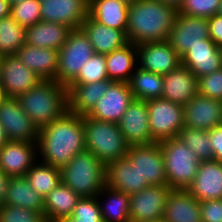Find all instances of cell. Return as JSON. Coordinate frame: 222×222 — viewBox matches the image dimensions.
<instances>
[{
  "label": "cell",
  "instance_id": "cell-24",
  "mask_svg": "<svg viewBox=\"0 0 222 222\" xmlns=\"http://www.w3.org/2000/svg\"><path fill=\"white\" fill-rule=\"evenodd\" d=\"M81 28L97 54H109L129 43L124 31L104 26L90 15L86 17Z\"/></svg>",
  "mask_w": 222,
  "mask_h": 222
},
{
  "label": "cell",
  "instance_id": "cell-20",
  "mask_svg": "<svg viewBox=\"0 0 222 222\" xmlns=\"http://www.w3.org/2000/svg\"><path fill=\"white\" fill-rule=\"evenodd\" d=\"M181 65L187 67L197 79L222 68L221 47L210 38L202 39L181 57Z\"/></svg>",
  "mask_w": 222,
  "mask_h": 222
},
{
  "label": "cell",
  "instance_id": "cell-54",
  "mask_svg": "<svg viewBox=\"0 0 222 222\" xmlns=\"http://www.w3.org/2000/svg\"><path fill=\"white\" fill-rule=\"evenodd\" d=\"M152 222H168V221L164 218H161V219H158V220H155V221H152Z\"/></svg>",
  "mask_w": 222,
  "mask_h": 222
},
{
  "label": "cell",
  "instance_id": "cell-2",
  "mask_svg": "<svg viewBox=\"0 0 222 222\" xmlns=\"http://www.w3.org/2000/svg\"><path fill=\"white\" fill-rule=\"evenodd\" d=\"M177 9L158 0H138L128 6L126 35L138 45L167 41L175 21Z\"/></svg>",
  "mask_w": 222,
  "mask_h": 222
},
{
  "label": "cell",
  "instance_id": "cell-15",
  "mask_svg": "<svg viewBox=\"0 0 222 222\" xmlns=\"http://www.w3.org/2000/svg\"><path fill=\"white\" fill-rule=\"evenodd\" d=\"M146 101L134 99L120 118L118 127L129 146L156 142L151 137Z\"/></svg>",
  "mask_w": 222,
  "mask_h": 222
},
{
  "label": "cell",
  "instance_id": "cell-14",
  "mask_svg": "<svg viewBox=\"0 0 222 222\" xmlns=\"http://www.w3.org/2000/svg\"><path fill=\"white\" fill-rule=\"evenodd\" d=\"M40 14L42 21L56 22L70 29L81 28L89 15V0H43Z\"/></svg>",
  "mask_w": 222,
  "mask_h": 222
},
{
  "label": "cell",
  "instance_id": "cell-31",
  "mask_svg": "<svg viewBox=\"0 0 222 222\" xmlns=\"http://www.w3.org/2000/svg\"><path fill=\"white\" fill-rule=\"evenodd\" d=\"M128 6L121 0H89V15L104 26L125 32Z\"/></svg>",
  "mask_w": 222,
  "mask_h": 222
},
{
  "label": "cell",
  "instance_id": "cell-27",
  "mask_svg": "<svg viewBox=\"0 0 222 222\" xmlns=\"http://www.w3.org/2000/svg\"><path fill=\"white\" fill-rule=\"evenodd\" d=\"M163 218L168 222H202L200 202L186 189H172Z\"/></svg>",
  "mask_w": 222,
  "mask_h": 222
},
{
  "label": "cell",
  "instance_id": "cell-10",
  "mask_svg": "<svg viewBox=\"0 0 222 222\" xmlns=\"http://www.w3.org/2000/svg\"><path fill=\"white\" fill-rule=\"evenodd\" d=\"M126 157L141 175L151 185H167L163 153L159 142L147 145L129 146Z\"/></svg>",
  "mask_w": 222,
  "mask_h": 222
},
{
  "label": "cell",
  "instance_id": "cell-36",
  "mask_svg": "<svg viewBox=\"0 0 222 222\" xmlns=\"http://www.w3.org/2000/svg\"><path fill=\"white\" fill-rule=\"evenodd\" d=\"M26 28L11 15L0 19V56L16 55L25 44Z\"/></svg>",
  "mask_w": 222,
  "mask_h": 222
},
{
  "label": "cell",
  "instance_id": "cell-33",
  "mask_svg": "<svg viewBox=\"0 0 222 222\" xmlns=\"http://www.w3.org/2000/svg\"><path fill=\"white\" fill-rule=\"evenodd\" d=\"M103 222H130V196L107 185L96 196Z\"/></svg>",
  "mask_w": 222,
  "mask_h": 222
},
{
  "label": "cell",
  "instance_id": "cell-11",
  "mask_svg": "<svg viewBox=\"0 0 222 222\" xmlns=\"http://www.w3.org/2000/svg\"><path fill=\"white\" fill-rule=\"evenodd\" d=\"M0 123L9 141L37 142L39 129L21 108L17 98L8 97L0 104Z\"/></svg>",
  "mask_w": 222,
  "mask_h": 222
},
{
  "label": "cell",
  "instance_id": "cell-25",
  "mask_svg": "<svg viewBox=\"0 0 222 222\" xmlns=\"http://www.w3.org/2000/svg\"><path fill=\"white\" fill-rule=\"evenodd\" d=\"M113 82L107 79L90 84L68 85V111L80 116L88 115Z\"/></svg>",
  "mask_w": 222,
  "mask_h": 222
},
{
  "label": "cell",
  "instance_id": "cell-32",
  "mask_svg": "<svg viewBox=\"0 0 222 222\" xmlns=\"http://www.w3.org/2000/svg\"><path fill=\"white\" fill-rule=\"evenodd\" d=\"M4 205L44 213V198L30 186L25 176L9 177Z\"/></svg>",
  "mask_w": 222,
  "mask_h": 222
},
{
  "label": "cell",
  "instance_id": "cell-19",
  "mask_svg": "<svg viewBox=\"0 0 222 222\" xmlns=\"http://www.w3.org/2000/svg\"><path fill=\"white\" fill-rule=\"evenodd\" d=\"M37 161V142L8 141L0 149V169L9 177L25 176Z\"/></svg>",
  "mask_w": 222,
  "mask_h": 222
},
{
  "label": "cell",
  "instance_id": "cell-52",
  "mask_svg": "<svg viewBox=\"0 0 222 222\" xmlns=\"http://www.w3.org/2000/svg\"><path fill=\"white\" fill-rule=\"evenodd\" d=\"M121 1H124L126 4L130 5L136 3L138 0H121Z\"/></svg>",
  "mask_w": 222,
  "mask_h": 222
},
{
  "label": "cell",
  "instance_id": "cell-5",
  "mask_svg": "<svg viewBox=\"0 0 222 222\" xmlns=\"http://www.w3.org/2000/svg\"><path fill=\"white\" fill-rule=\"evenodd\" d=\"M85 150L91 151L105 166L126 157L129 145L117 123L82 116Z\"/></svg>",
  "mask_w": 222,
  "mask_h": 222
},
{
  "label": "cell",
  "instance_id": "cell-1",
  "mask_svg": "<svg viewBox=\"0 0 222 222\" xmlns=\"http://www.w3.org/2000/svg\"><path fill=\"white\" fill-rule=\"evenodd\" d=\"M85 150L82 116L66 111L39 129L37 160L61 168Z\"/></svg>",
  "mask_w": 222,
  "mask_h": 222
},
{
  "label": "cell",
  "instance_id": "cell-30",
  "mask_svg": "<svg viewBox=\"0 0 222 222\" xmlns=\"http://www.w3.org/2000/svg\"><path fill=\"white\" fill-rule=\"evenodd\" d=\"M137 66V48L131 42L106 54V70L111 81L128 83Z\"/></svg>",
  "mask_w": 222,
  "mask_h": 222
},
{
  "label": "cell",
  "instance_id": "cell-56",
  "mask_svg": "<svg viewBox=\"0 0 222 222\" xmlns=\"http://www.w3.org/2000/svg\"><path fill=\"white\" fill-rule=\"evenodd\" d=\"M1 61H2V56H0V71H1Z\"/></svg>",
  "mask_w": 222,
  "mask_h": 222
},
{
  "label": "cell",
  "instance_id": "cell-50",
  "mask_svg": "<svg viewBox=\"0 0 222 222\" xmlns=\"http://www.w3.org/2000/svg\"><path fill=\"white\" fill-rule=\"evenodd\" d=\"M163 4L171 5L172 7L178 9L183 0H158Z\"/></svg>",
  "mask_w": 222,
  "mask_h": 222
},
{
  "label": "cell",
  "instance_id": "cell-37",
  "mask_svg": "<svg viewBox=\"0 0 222 222\" xmlns=\"http://www.w3.org/2000/svg\"><path fill=\"white\" fill-rule=\"evenodd\" d=\"M177 138L185 143L200 161L214 160L208 131L184 126Z\"/></svg>",
  "mask_w": 222,
  "mask_h": 222
},
{
  "label": "cell",
  "instance_id": "cell-13",
  "mask_svg": "<svg viewBox=\"0 0 222 222\" xmlns=\"http://www.w3.org/2000/svg\"><path fill=\"white\" fill-rule=\"evenodd\" d=\"M138 67L164 76L181 65V57L168 41L136 45Z\"/></svg>",
  "mask_w": 222,
  "mask_h": 222
},
{
  "label": "cell",
  "instance_id": "cell-44",
  "mask_svg": "<svg viewBox=\"0 0 222 222\" xmlns=\"http://www.w3.org/2000/svg\"><path fill=\"white\" fill-rule=\"evenodd\" d=\"M202 222H222V199L200 202Z\"/></svg>",
  "mask_w": 222,
  "mask_h": 222
},
{
  "label": "cell",
  "instance_id": "cell-22",
  "mask_svg": "<svg viewBox=\"0 0 222 222\" xmlns=\"http://www.w3.org/2000/svg\"><path fill=\"white\" fill-rule=\"evenodd\" d=\"M198 94V79L185 66L163 76L162 98L184 106Z\"/></svg>",
  "mask_w": 222,
  "mask_h": 222
},
{
  "label": "cell",
  "instance_id": "cell-39",
  "mask_svg": "<svg viewBox=\"0 0 222 222\" xmlns=\"http://www.w3.org/2000/svg\"><path fill=\"white\" fill-rule=\"evenodd\" d=\"M64 222H103L97 197H81Z\"/></svg>",
  "mask_w": 222,
  "mask_h": 222
},
{
  "label": "cell",
  "instance_id": "cell-51",
  "mask_svg": "<svg viewBox=\"0 0 222 222\" xmlns=\"http://www.w3.org/2000/svg\"><path fill=\"white\" fill-rule=\"evenodd\" d=\"M8 98V95L6 94V91L2 85V82L0 81V104L4 102Z\"/></svg>",
  "mask_w": 222,
  "mask_h": 222
},
{
  "label": "cell",
  "instance_id": "cell-6",
  "mask_svg": "<svg viewBox=\"0 0 222 222\" xmlns=\"http://www.w3.org/2000/svg\"><path fill=\"white\" fill-rule=\"evenodd\" d=\"M163 153L167 185L187 189L195 179L200 160L179 138L159 142Z\"/></svg>",
  "mask_w": 222,
  "mask_h": 222
},
{
  "label": "cell",
  "instance_id": "cell-4",
  "mask_svg": "<svg viewBox=\"0 0 222 222\" xmlns=\"http://www.w3.org/2000/svg\"><path fill=\"white\" fill-rule=\"evenodd\" d=\"M60 171L61 182L80 197H96L106 185V166L91 151L77 153Z\"/></svg>",
  "mask_w": 222,
  "mask_h": 222
},
{
  "label": "cell",
  "instance_id": "cell-43",
  "mask_svg": "<svg viewBox=\"0 0 222 222\" xmlns=\"http://www.w3.org/2000/svg\"><path fill=\"white\" fill-rule=\"evenodd\" d=\"M198 94L222 100V68L198 78Z\"/></svg>",
  "mask_w": 222,
  "mask_h": 222
},
{
  "label": "cell",
  "instance_id": "cell-46",
  "mask_svg": "<svg viewBox=\"0 0 222 222\" xmlns=\"http://www.w3.org/2000/svg\"><path fill=\"white\" fill-rule=\"evenodd\" d=\"M210 39L222 47V16L216 13L208 18Z\"/></svg>",
  "mask_w": 222,
  "mask_h": 222
},
{
  "label": "cell",
  "instance_id": "cell-18",
  "mask_svg": "<svg viewBox=\"0 0 222 222\" xmlns=\"http://www.w3.org/2000/svg\"><path fill=\"white\" fill-rule=\"evenodd\" d=\"M133 100L134 96L129 84L115 81L88 116L101 121L118 123Z\"/></svg>",
  "mask_w": 222,
  "mask_h": 222
},
{
  "label": "cell",
  "instance_id": "cell-28",
  "mask_svg": "<svg viewBox=\"0 0 222 222\" xmlns=\"http://www.w3.org/2000/svg\"><path fill=\"white\" fill-rule=\"evenodd\" d=\"M70 28L56 22L39 21L25 31V44L59 51L66 43Z\"/></svg>",
  "mask_w": 222,
  "mask_h": 222
},
{
  "label": "cell",
  "instance_id": "cell-55",
  "mask_svg": "<svg viewBox=\"0 0 222 222\" xmlns=\"http://www.w3.org/2000/svg\"><path fill=\"white\" fill-rule=\"evenodd\" d=\"M218 14L222 16V2L220 3Z\"/></svg>",
  "mask_w": 222,
  "mask_h": 222
},
{
  "label": "cell",
  "instance_id": "cell-16",
  "mask_svg": "<svg viewBox=\"0 0 222 222\" xmlns=\"http://www.w3.org/2000/svg\"><path fill=\"white\" fill-rule=\"evenodd\" d=\"M184 126L209 131L222 125V100L195 95L183 106Z\"/></svg>",
  "mask_w": 222,
  "mask_h": 222
},
{
  "label": "cell",
  "instance_id": "cell-47",
  "mask_svg": "<svg viewBox=\"0 0 222 222\" xmlns=\"http://www.w3.org/2000/svg\"><path fill=\"white\" fill-rule=\"evenodd\" d=\"M9 176L0 169V206L5 204V196L8 187Z\"/></svg>",
  "mask_w": 222,
  "mask_h": 222
},
{
  "label": "cell",
  "instance_id": "cell-23",
  "mask_svg": "<svg viewBox=\"0 0 222 222\" xmlns=\"http://www.w3.org/2000/svg\"><path fill=\"white\" fill-rule=\"evenodd\" d=\"M105 176L107 186L129 196L150 186L147 180H142L136 166L127 157L108 164Z\"/></svg>",
  "mask_w": 222,
  "mask_h": 222
},
{
  "label": "cell",
  "instance_id": "cell-42",
  "mask_svg": "<svg viewBox=\"0 0 222 222\" xmlns=\"http://www.w3.org/2000/svg\"><path fill=\"white\" fill-rule=\"evenodd\" d=\"M0 222H47L44 213L12 205L0 206Z\"/></svg>",
  "mask_w": 222,
  "mask_h": 222
},
{
  "label": "cell",
  "instance_id": "cell-40",
  "mask_svg": "<svg viewBox=\"0 0 222 222\" xmlns=\"http://www.w3.org/2000/svg\"><path fill=\"white\" fill-rule=\"evenodd\" d=\"M10 15L23 27L33 26L41 21L40 1L23 0L11 6Z\"/></svg>",
  "mask_w": 222,
  "mask_h": 222
},
{
  "label": "cell",
  "instance_id": "cell-45",
  "mask_svg": "<svg viewBox=\"0 0 222 222\" xmlns=\"http://www.w3.org/2000/svg\"><path fill=\"white\" fill-rule=\"evenodd\" d=\"M208 134L214 160L222 163V125L210 129Z\"/></svg>",
  "mask_w": 222,
  "mask_h": 222
},
{
  "label": "cell",
  "instance_id": "cell-8",
  "mask_svg": "<svg viewBox=\"0 0 222 222\" xmlns=\"http://www.w3.org/2000/svg\"><path fill=\"white\" fill-rule=\"evenodd\" d=\"M146 103L151 137L156 142L176 138L184 127L183 106L162 97L146 100Z\"/></svg>",
  "mask_w": 222,
  "mask_h": 222
},
{
  "label": "cell",
  "instance_id": "cell-17",
  "mask_svg": "<svg viewBox=\"0 0 222 222\" xmlns=\"http://www.w3.org/2000/svg\"><path fill=\"white\" fill-rule=\"evenodd\" d=\"M0 81L8 97L17 98L36 86L41 78L26 67L17 55L2 56Z\"/></svg>",
  "mask_w": 222,
  "mask_h": 222
},
{
  "label": "cell",
  "instance_id": "cell-48",
  "mask_svg": "<svg viewBox=\"0 0 222 222\" xmlns=\"http://www.w3.org/2000/svg\"><path fill=\"white\" fill-rule=\"evenodd\" d=\"M11 6L7 0H0V19L10 15Z\"/></svg>",
  "mask_w": 222,
  "mask_h": 222
},
{
  "label": "cell",
  "instance_id": "cell-9",
  "mask_svg": "<svg viewBox=\"0 0 222 222\" xmlns=\"http://www.w3.org/2000/svg\"><path fill=\"white\" fill-rule=\"evenodd\" d=\"M171 190L168 185H151L130 195V222H152L163 218Z\"/></svg>",
  "mask_w": 222,
  "mask_h": 222
},
{
  "label": "cell",
  "instance_id": "cell-35",
  "mask_svg": "<svg viewBox=\"0 0 222 222\" xmlns=\"http://www.w3.org/2000/svg\"><path fill=\"white\" fill-rule=\"evenodd\" d=\"M30 186L43 198L61 182L60 168L37 160L26 173Z\"/></svg>",
  "mask_w": 222,
  "mask_h": 222
},
{
  "label": "cell",
  "instance_id": "cell-49",
  "mask_svg": "<svg viewBox=\"0 0 222 222\" xmlns=\"http://www.w3.org/2000/svg\"><path fill=\"white\" fill-rule=\"evenodd\" d=\"M8 138L6 135V132L4 130V127L0 123V149L8 142Z\"/></svg>",
  "mask_w": 222,
  "mask_h": 222
},
{
  "label": "cell",
  "instance_id": "cell-21",
  "mask_svg": "<svg viewBox=\"0 0 222 222\" xmlns=\"http://www.w3.org/2000/svg\"><path fill=\"white\" fill-rule=\"evenodd\" d=\"M186 190L199 202L222 199V163L200 161L196 177Z\"/></svg>",
  "mask_w": 222,
  "mask_h": 222
},
{
  "label": "cell",
  "instance_id": "cell-26",
  "mask_svg": "<svg viewBox=\"0 0 222 222\" xmlns=\"http://www.w3.org/2000/svg\"><path fill=\"white\" fill-rule=\"evenodd\" d=\"M20 61L41 80H54L58 68V51L24 44L16 53Z\"/></svg>",
  "mask_w": 222,
  "mask_h": 222
},
{
  "label": "cell",
  "instance_id": "cell-41",
  "mask_svg": "<svg viewBox=\"0 0 222 222\" xmlns=\"http://www.w3.org/2000/svg\"><path fill=\"white\" fill-rule=\"evenodd\" d=\"M222 0H183L178 13L193 17L209 18L219 11Z\"/></svg>",
  "mask_w": 222,
  "mask_h": 222
},
{
  "label": "cell",
  "instance_id": "cell-34",
  "mask_svg": "<svg viewBox=\"0 0 222 222\" xmlns=\"http://www.w3.org/2000/svg\"><path fill=\"white\" fill-rule=\"evenodd\" d=\"M134 99L150 100L161 98L163 93V76L137 66L128 82Z\"/></svg>",
  "mask_w": 222,
  "mask_h": 222
},
{
  "label": "cell",
  "instance_id": "cell-38",
  "mask_svg": "<svg viewBox=\"0 0 222 222\" xmlns=\"http://www.w3.org/2000/svg\"><path fill=\"white\" fill-rule=\"evenodd\" d=\"M106 55L95 53L80 69L77 77L69 85L90 84L107 80Z\"/></svg>",
  "mask_w": 222,
  "mask_h": 222
},
{
  "label": "cell",
  "instance_id": "cell-3",
  "mask_svg": "<svg viewBox=\"0 0 222 222\" xmlns=\"http://www.w3.org/2000/svg\"><path fill=\"white\" fill-rule=\"evenodd\" d=\"M17 99L38 129L50 124L68 110L67 87L55 80H42Z\"/></svg>",
  "mask_w": 222,
  "mask_h": 222
},
{
  "label": "cell",
  "instance_id": "cell-12",
  "mask_svg": "<svg viewBox=\"0 0 222 222\" xmlns=\"http://www.w3.org/2000/svg\"><path fill=\"white\" fill-rule=\"evenodd\" d=\"M210 38L208 18L193 17L177 12L168 42L182 57L190 47Z\"/></svg>",
  "mask_w": 222,
  "mask_h": 222
},
{
  "label": "cell",
  "instance_id": "cell-53",
  "mask_svg": "<svg viewBox=\"0 0 222 222\" xmlns=\"http://www.w3.org/2000/svg\"><path fill=\"white\" fill-rule=\"evenodd\" d=\"M7 1L9 2L10 6H12V5H14V4L18 3V2L23 1V0H7Z\"/></svg>",
  "mask_w": 222,
  "mask_h": 222
},
{
  "label": "cell",
  "instance_id": "cell-7",
  "mask_svg": "<svg viewBox=\"0 0 222 222\" xmlns=\"http://www.w3.org/2000/svg\"><path fill=\"white\" fill-rule=\"evenodd\" d=\"M94 54V48L83 29H71L66 43L58 51V68L54 80L67 87Z\"/></svg>",
  "mask_w": 222,
  "mask_h": 222
},
{
  "label": "cell",
  "instance_id": "cell-29",
  "mask_svg": "<svg viewBox=\"0 0 222 222\" xmlns=\"http://www.w3.org/2000/svg\"><path fill=\"white\" fill-rule=\"evenodd\" d=\"M81 197L60 182L44 197V217L47 222H64L69 218Z\"/></svg>",
  "mask_w": 222,
  "mask_h": 222
}]
</instances>
